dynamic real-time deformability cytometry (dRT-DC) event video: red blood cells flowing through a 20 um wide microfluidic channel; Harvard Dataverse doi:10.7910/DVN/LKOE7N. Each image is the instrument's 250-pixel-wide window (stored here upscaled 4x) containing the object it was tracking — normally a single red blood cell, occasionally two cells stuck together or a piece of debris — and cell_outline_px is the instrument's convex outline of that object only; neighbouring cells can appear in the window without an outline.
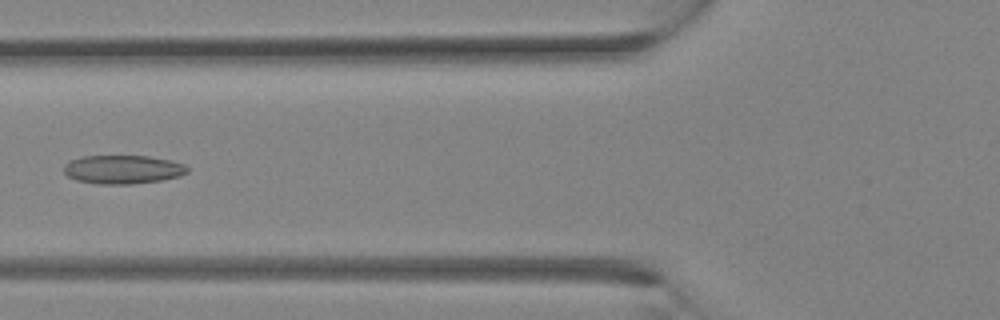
{"species": "Egyptian fruit bat (a non-hibernating species)", "species_latin": "Rousettus aegyptiacus", "temperature_condition": "room temperature", "stored_images_in_passage": 24, "camera_frame_rate_fps": 3000, "um_per_image_px": 0.085, "animal": {"sex": "female"}, "frame": {"image": 1, "passage_image": 5, "time_ms": 1.333, "image_size_px": [1000, 320], "cell_outline_px": [[188, 172], [180, 176], [160, 180], [132, 184], [100, 184], [76, 180], [68, 176], [64, 172], [64, 164], [68, 160], [84, 156], [148, 156], [172, 160], [184, 164], [188, 168]], "centroid_in_image_um": [10.43, 14.4], "position_along_channel_um": 115.4, "area_um2": 20.69}}
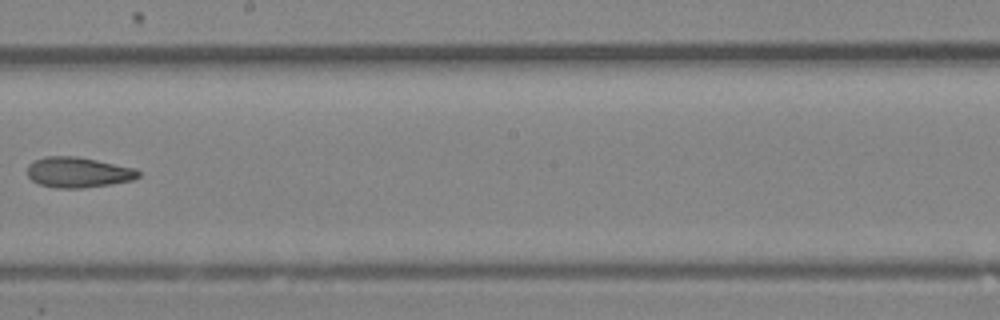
{"frame": {"image": 2, "passage_image": 11, "time_ms": 3.333, "image_size_px": [1000, 320], "cell_outline_px": [[140, 176], [132, 180], [112, 184], [80, 188], [56, 188], [40, 184], [32, 180], [28, 176], [28, 164], [44, 156], [76, 156], [136, 168], [140, 172]], "centroid_in_image_um": [6.65, 14.64], "position_along_channel_um": 241.5, "area_um2": 19.65}}
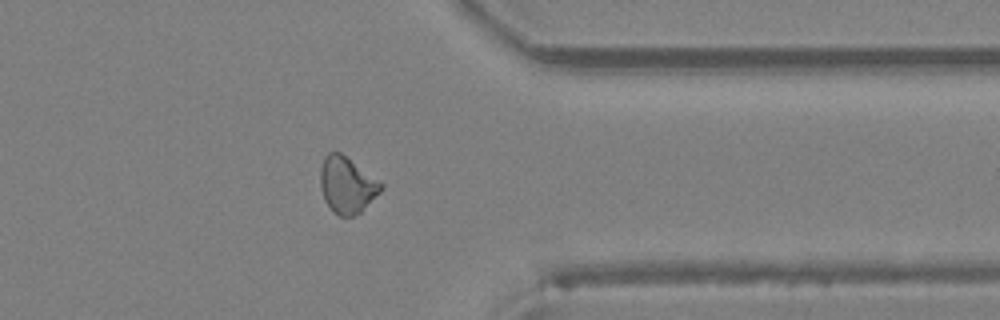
{"frame": {"image": 3, "passage_image": 18, "time_ms": 5.667, "image_size_px": [1000, 320], "cell_outline_px": [[384, 188], [360, 212], [352, 216], [340, 216], [332, 212], [324, 200], [320, 188], [320, 168], [324, 156], [328, 152], [340, 152], [384, 184]], "centroid_in_image_um": [29.47, 15.73], "position_along_channel_um": 381.9, "area_um2": 19.94}}